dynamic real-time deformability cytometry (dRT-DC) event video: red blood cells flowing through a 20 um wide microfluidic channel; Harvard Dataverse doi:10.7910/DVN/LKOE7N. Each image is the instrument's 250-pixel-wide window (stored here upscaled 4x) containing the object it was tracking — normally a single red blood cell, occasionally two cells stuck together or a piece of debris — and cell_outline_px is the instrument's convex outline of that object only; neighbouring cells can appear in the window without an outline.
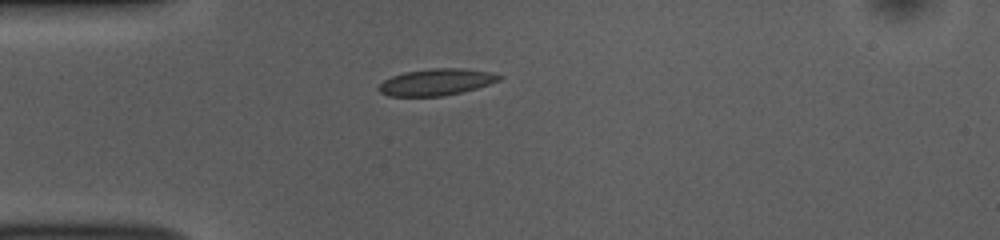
{"species": "common noctule bat (a hibernating species)", "species_latin": "Nyctalus noctula", "temperature_condition": "room temperature", "stored_images_in_passage": 35, "camera_frame_rate_fps": 3000, "um_per_image_px": 0.085, "animal": {"sex": "female", "body_mass_g": 10.0, "forearm_length_mm": 53.1}, "frame": {"image": 1, "passage_image": 1, "time_ms": 0.0, "image_size_px": [1000, 240], "cell_outline_px": [[504, 76], [500, 80], [476, 88], [444, 96], [388, 96], [380, 92], [376, 88], [384, 80], [392, 76], [404, 72], [432, 68], [464, 68], [492, 72]], "centroid_in_image_um": [37.08, 6.97], "position_along_channel_um": 47.9, "area_um2": 18.73}}
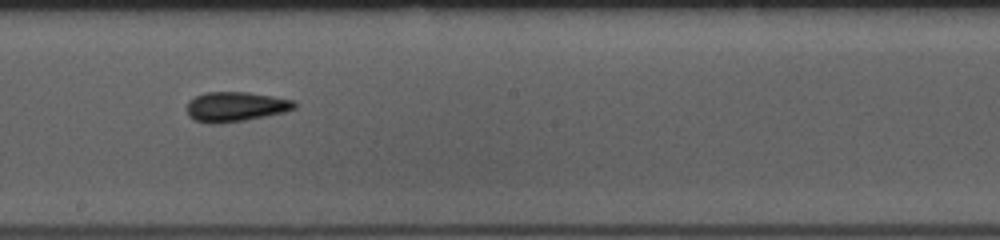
{"frame": {"image": 2, "passage_image": 16, "time_ms": 5.0, "image_size_px": [1000, 240], "cell_outline_px": [[296, 108], [284, 112], [244, 120], [216, 124], [208, 124], [196, 120], [188, 116], [188, 100], [204, 92], [248, 92], [272, 96], [292, 100], [296, 104]], "centroid_in_image_um": [20.0, 9.06], "position_along_channel_um": 228.2, "area_um2": 18.55}}
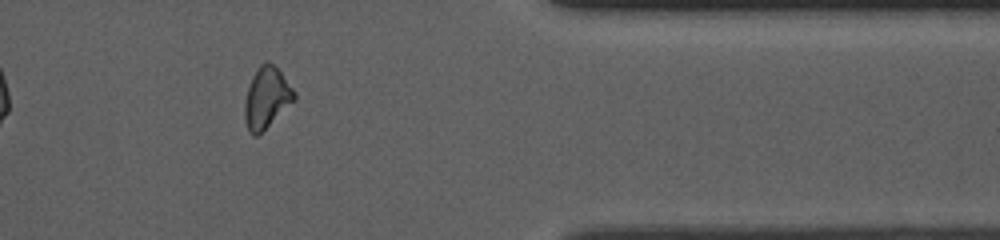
{"frame": {"image": 3, "passage_image": 30, "time_ms": 9.667, "image_size_px": [1000, 240], "cell_outline_px": [[296, 100], [256, 136], [252, 136], [248, 132], [244, 120], [244, 104], [248, 88], [252, 76], [260, 64], [264, 60], [268, 60], [280, 72], [296, 92]], "centroid_in_image_um": [22.65, 8.31], "position_along_channel_um": 388.8, "area_um2": 17.63}, "authors_computed_cell_mechanics": {"area_um2": 17.9758, "velocity_mm_per_s": 3.8499, "shape_relaxation_time_tau1_ms": 11.2137, "shape_relaxation_time_tau2_ms": 0.8642, "deformation_change_tau1": 0.1995, "deformation_change_tau2": 0.0641}}